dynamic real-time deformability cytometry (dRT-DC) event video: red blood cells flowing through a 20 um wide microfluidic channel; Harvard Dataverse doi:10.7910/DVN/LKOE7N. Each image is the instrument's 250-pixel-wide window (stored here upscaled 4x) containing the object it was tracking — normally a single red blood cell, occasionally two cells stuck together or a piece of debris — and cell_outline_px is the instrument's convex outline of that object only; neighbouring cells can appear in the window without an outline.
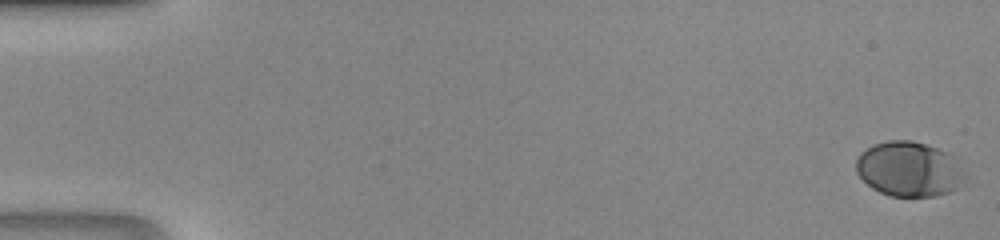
{"species": "human", "species_latin": "Homo sapiens", "temperature_condition": "room temperature", "stored_images_in_passage": 47, "camera_frame_rate_fps": 3000, "um_per_image_px": 0.085, "donor": {"sex": "male"}, "frame": {"image": 1, "passage_image": 1, "time_ms": 0.0, "image_size_px": [1000, 240], "cell_outline_px": [[964, 176], [956, 188], [952, 192], [936, 196], [888, 196], [872, 188], [856, 172], [856, 160], [860, 152], [872, 144], [888, 140], [912, 140], [948, 152], [956, 156], [964, 172]], "centroid_in_image_um": [77.26, 14.36], "position_along_channel_um": 7.7, "area_um2": 35.03}}
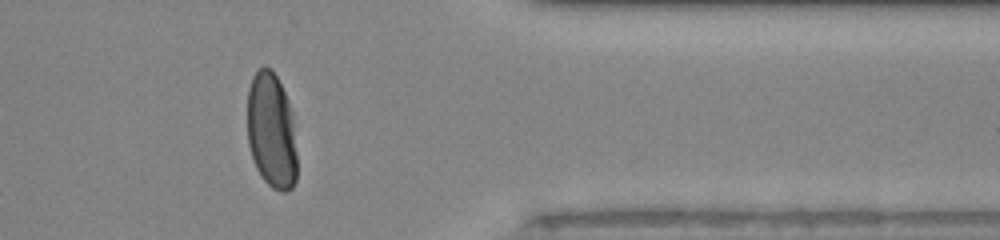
{"frame": {"image": 2, "passage_image": 39, "time_ms": 12.667, "image_size_px": [1000, 240], "cell_outline_px": [[296, 180], [292, 188], [288, 192], [280, 192], [272, 188], [260, 176], [256, 168], [248, 144], [248, 88], [252, 76], [264, 64], [272, 68], [288, 100], [292, 112], [296, 156]], "centroid_in_image_um": [23.07, 11.12], "position_along_channel_um": 388.3, "area_um2": 33.76}}
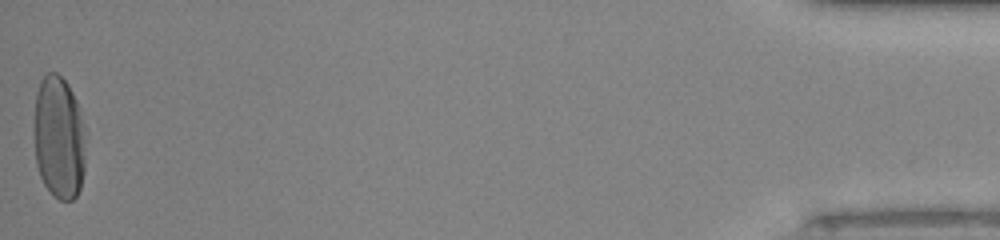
{"frame": {"image": 3, "passage_image": 47, "time_ms": 15.333, "image_size_px": [1000, 240], "cell_outline_px": [[84, 172], [80, 188], [76, 196], [72, 200], [60, 200], [44, 184], [40, 176], [36, 164], [32, 132], [36, 92], [40, 80], [48, 72], [56, 72], [68, 84], [80, 108], [84, 160]], "centroid_in_image_um": [4.95, 11.67], "position_along_channel_um": 430.2, "area_um2": 37.17}}